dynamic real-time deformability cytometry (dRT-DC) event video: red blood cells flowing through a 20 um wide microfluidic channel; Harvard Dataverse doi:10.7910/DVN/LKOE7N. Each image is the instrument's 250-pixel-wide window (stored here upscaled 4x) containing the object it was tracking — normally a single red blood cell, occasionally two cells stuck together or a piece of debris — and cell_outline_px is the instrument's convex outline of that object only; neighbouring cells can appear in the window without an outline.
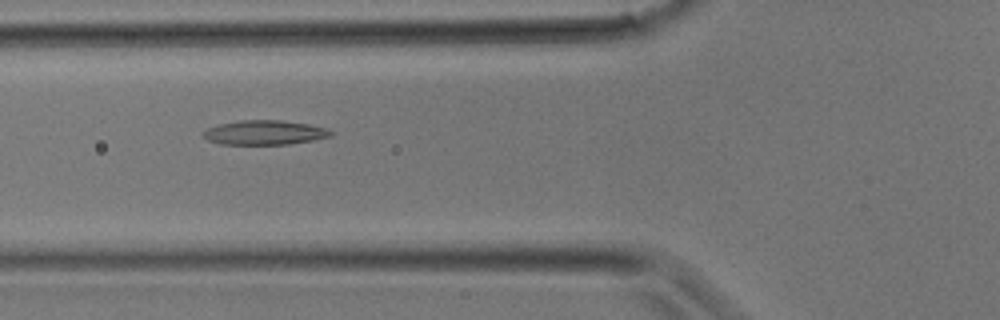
{"species": "common noctule bat (a hibernating species)", "species_latin": "Nyctalus noctula", "temperature_condition": "room temperature", "stored_images_in_passage": 20, "camera_frame_rate_fps": 3000, "um_per_image_px": 0.085, "animal": {"sex": "male", "body_mass_g": 17.9}, "frame": {"image": 1, "passage_image": 3, "time_ms": 0.667, "image_size_px": [1000, 320], "cell_outline_px": [[332, 136], [312, 140], [288, 144], [220, 144], [208, 140], [204, 136], [204, 132], [208, 128], [220, 124], [240, 120], [280, 120], [308, 124], [328, 128], [332, 132]], "centroid_in_image_um": [22.51, 11.26], "position_along_channel_um": 103.3, "area_um2": 17.98}}
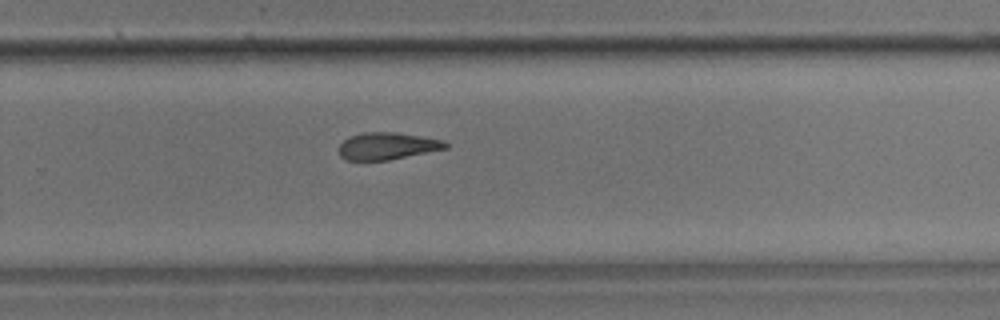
{"frame": {"image": 2, "passage_image": 12, "time_ms": 3.667, "image_size_px": [1000, 320], "cell_outline_px": [[448, 148], [388, 160], [344, 160], [340, 156], [340, 144], [348, 136], [364, 132], [392, 132], [420, 136], [444, 140], [448, 144]], "centroid_in_image_um": [32.91, 12.41], "position_along_channel_um": 296.9, "area_um2": 16.76}}
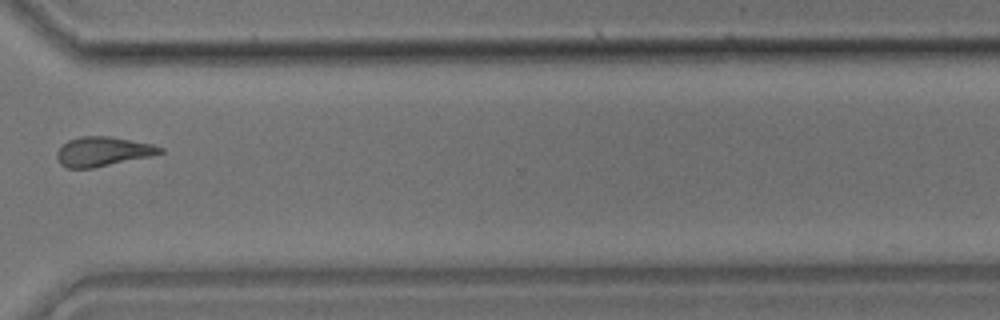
{"frame": {"image": 3, "passage_image": 15, "time_ms": 4.667, "image_size_px": [1000, 320], "cell_outline_px": [[164, 152], [152, 156], [92, 168], [68, 168], [60, 164], [56, 156], [56, 152], [68, 140], [80, 136], [112, 136], [152, 144], [164, 148]], "centroid_in_image_um": [8.76, 12.87], "position_along_channel_um": 361.8, "area_um2": 17.74}}